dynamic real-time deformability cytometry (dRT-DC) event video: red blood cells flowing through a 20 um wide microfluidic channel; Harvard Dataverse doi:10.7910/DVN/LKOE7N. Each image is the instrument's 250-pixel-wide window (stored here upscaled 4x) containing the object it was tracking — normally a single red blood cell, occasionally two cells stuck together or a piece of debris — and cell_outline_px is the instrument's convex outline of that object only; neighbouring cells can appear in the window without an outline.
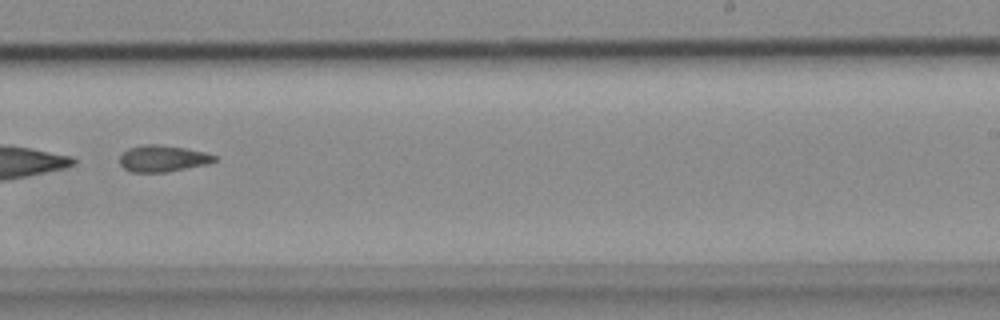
{"species": "common noctule bat (a hibernating species)", "species_latin": "Nyctalus noctula", "temperature_condition": "cold", "stored_images_in_passage": 50, "segment_of_instrument_passage": [2, 2], "camera_frame_rate_fps": 3000, "um_per_image_px": 0.085, "animal": {"sex": "female", "body_mass_g": 18.4}, "frame": {"image": 1, "passage_image": 31, "time_ms": 10.0, "image_size_px": [1000, 320], "cell_outline_px": [[216, 160], [208, 164], [164, 172], [132, 172], [124, 168], [120, 164], [120, 156], [128, 148], [144, 144], [156, 144], [184, 148], [204, 152], [216, 156]], "centroid_in_image_um": [13.81, 13.47], "position_along_channel_um": 275.2, "area_um2": 14.45}}